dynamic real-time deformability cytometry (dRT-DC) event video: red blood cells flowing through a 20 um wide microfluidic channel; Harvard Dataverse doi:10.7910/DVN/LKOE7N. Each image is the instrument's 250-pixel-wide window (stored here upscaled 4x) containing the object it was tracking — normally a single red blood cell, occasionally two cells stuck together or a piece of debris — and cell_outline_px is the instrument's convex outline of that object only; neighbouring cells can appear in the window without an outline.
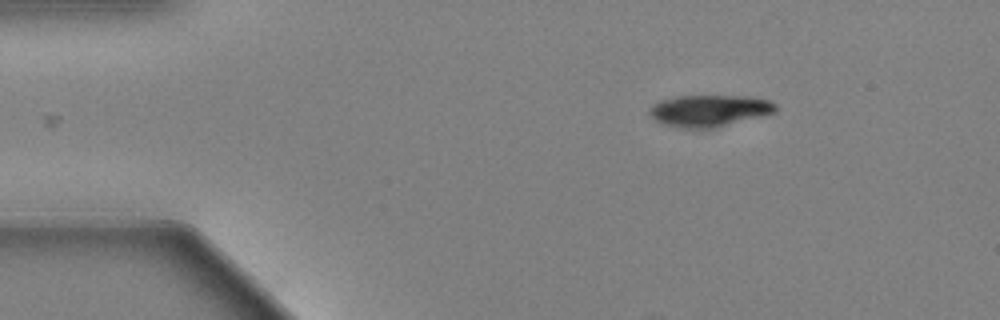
{"species": "Egyptian fruit bat (a non-hibernating species)", "species_latin": "Rousettus aegyptiacus", "temperature_condition": "warm", "stored_images_in_passage": 44, "camera_frame_rate_fps": 3000, "um_per_image_px": 0.085, "animal": {"sex": "female"}, "frame": {"image": 1, "passage_image": 1, "time_ms": 0.0, "image_size_px": [1000, 320], "cell_outline_px": [[776, 112], [716, 128], [676, 128], [660, 124], [648, 112], [652, 104], [660, 100], [676, 96], [748, 96], [768, 100], [776, 104]], "centroid_in_image_um": [60.25, 9.41], "position_along_channel_um": 24.7, "area_um2": 23.47}}
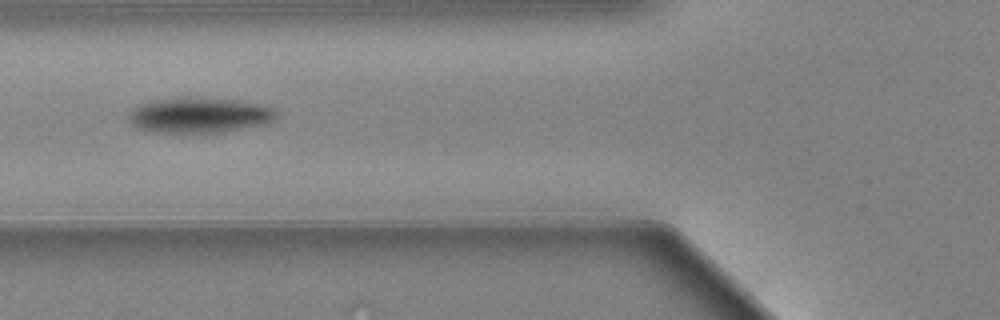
{"frame": {"image": 2, "passage_image": 14, "time_ms": 4.333, "image_size_px": [1000, 320], "cell_outline_px": [[276, 116], [272, 120], [264, 124], [220, 132], [156, 132], [136, 128], [128, 120], [128, 112], [136, 104], [156, 100], [228, 100], [256, 104], [272, 108], [276, 112]], "centroid_in_image_um": [16.85, 9.83], "position_along_channel_um": 109.0, "area_um2": 29.07}}
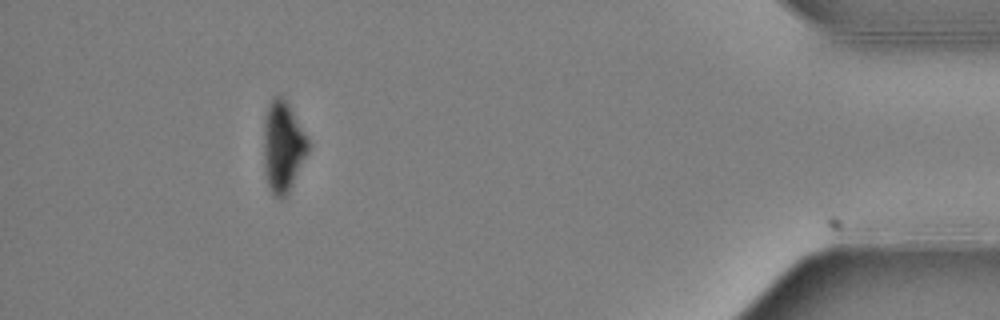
{"frame": {"image": 3, "passage_image": 44, "time_ms": 14.333, "image_size_px": [1000, 320], "cell_outline_px": [[308, 152], [288, 192], [284, 196], [276, 196], [272, 192], [268, 184], [264, 172], [264, 116], [268, 104], [276, 96], [280, 96], [288, 104], [308, 140]], "centroid_in_image_um": [24.02, 12.45], "position_along_channel_um": 411.2, "area_um2": 22.83}, "authors_computed_cell_mechanics": {"area_um2": 27.3394, "velocity_mm_per_s": 3.5993, "shape_relaxation_time_tau1_ms": 2.6949, "shape_relaxation_time_tau2_ms": null, "deformation_change_tau1": 0.146, "deformation_change_tau2": null}}